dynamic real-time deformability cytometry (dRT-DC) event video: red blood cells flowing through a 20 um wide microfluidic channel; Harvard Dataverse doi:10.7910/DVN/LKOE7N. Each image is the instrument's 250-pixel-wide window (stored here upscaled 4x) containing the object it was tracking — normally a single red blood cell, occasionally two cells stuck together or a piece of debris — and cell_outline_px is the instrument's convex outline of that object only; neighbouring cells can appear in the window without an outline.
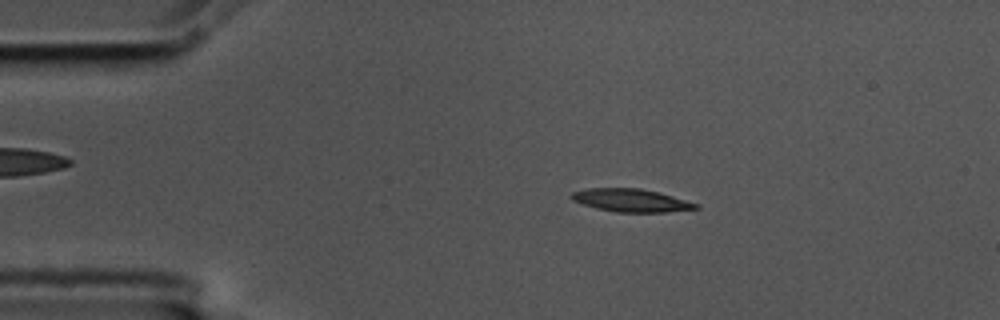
{"species": "common noctule bat (a hibernating species)", "species_latin": "Nyctalus noctula", "temperature_condition": "cold", "stored_images_in_passage": 56, "camera_frame_rate_fps": 3000, "um_per_image_px": 0.085, "animal": {"sex": "male", "body_mass_g": 17.5, "forearm_length_mm": 52.3}, "frame": {"image": 1, "passage_image": 10, "time_ms": 3.0, "image_size_px": [1000, 320], "cell_outline_px": [[700, 208], [664, 212], [616, 212], [596, 208], [572, 200], [568, 196], [572, 192], [588, 188], [640, 188], [660, 192], [700, 204]], "centroid_in_image_um": [53.65, 17.02], "position_along_channel_um": 31.3, "area_um2": 16.7}}
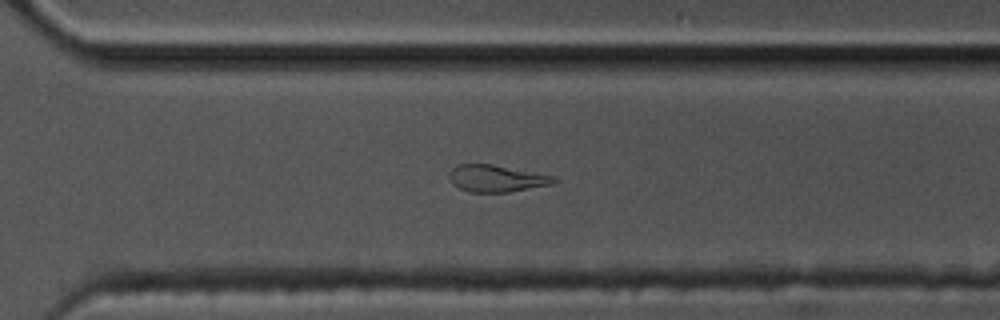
{"frame": {"image": 2, "passage_image": 39, "time_ms": 12.667, "image_size_px": [1000, 320], "cell_outline_px": [[560, 180], [552, 184], [508, 192], [468, 192], [452, 184], [448, 176], [448, 172], [456, 164], [492, 164], [556, 176]], "centroid_in_image_um": [42.19, 15.16], "position_along_channel_um": 328.4, "area_um2": 16.59}}
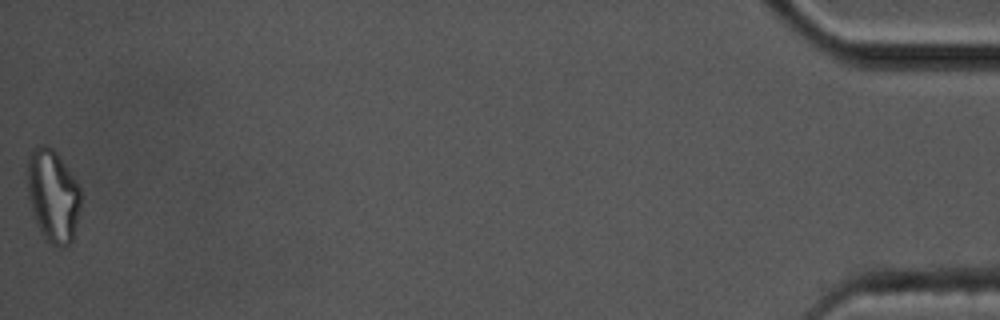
{"frame": {"image": 3, "passage_image": 56, "time_ms": 18.333, "image_size_px": [1000, 320], "cell_outline_px": [[80, 208], [72, 240], [68, 244], [60, 248], [44, 240], [36, 224], [28, 196], [28, 156], [32, 148], [36, 144], [44, 144], [52, 148], [56, 152], [76, 180], [80, 188]], "centroid_in_image_um": [4.48, 16.63], "position_along_channel_um": 430.7, "area_um2": 28.9}, "authors_computed_cell_mechanics": {"area_um2": 17.051, "velocity_mm_per_s": 3.5443, "shape_relaxation_time_tau1_ms": null, "shape_relaxation_time_tau2_ms": 6.7321, "deformation_change_tau1": null, "deformation_change_tau2": 0.1771}}